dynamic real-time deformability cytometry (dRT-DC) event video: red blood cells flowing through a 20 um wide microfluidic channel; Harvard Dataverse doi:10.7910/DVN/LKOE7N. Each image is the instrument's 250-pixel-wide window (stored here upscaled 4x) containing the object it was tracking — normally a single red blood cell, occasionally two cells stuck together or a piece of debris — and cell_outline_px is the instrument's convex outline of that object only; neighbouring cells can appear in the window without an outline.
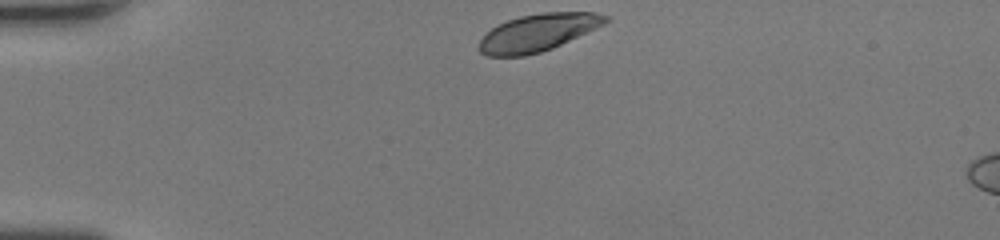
{"species": "human", "species_latin": "Homo sapiens", "temperature_condition": "room temperature", "stored_images_in_passage": 31, "camera_frame_rate_fps": 3000, "um_per_image_px": 0.085, "donor": {"sex": "female"}, "frame": {"image": 1, "passage_image": 1, "time_ms": 0.0, "image_size_px": [1000, 240], "cell_outline_px": [[612, 20], [596, 28], [552, 48], [540, 52], [524, 56], [488, 56], [480, 52], [476, 48], [480, 40], [496, 24], [520, 16], [544, 12], [592, 12], [608, 16]], "centroid_in_image_um": [45.7, 2.77], "position_along_channel_um": 39.3, "area_um2": 27.4}}
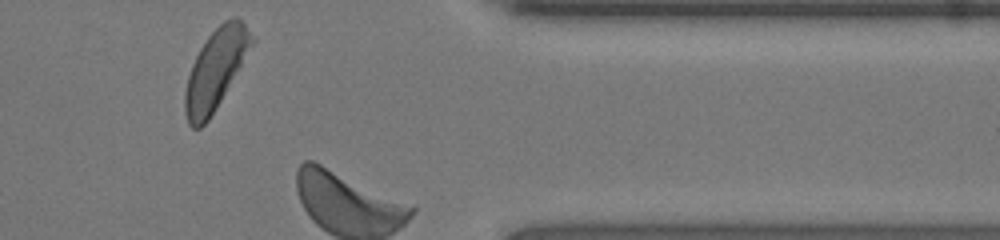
{"frame": {"image": 2, "passage_image": 31, "time_ms": 10.0, "image_size_px": [1000, 240], "cell_outline_px": [[256, 40], [208, 120], [200, 128], [192, 128], [188, 124], [184, 112], [184, 92], [188, 76], [192, 64], [200, 48], [208, 36], [224, 20], [232, 16], [236, 16], [244, 24]], "centroid_in_image_um": [18.31, 5.89], "position_along_channel_um": 393.1, "area_um2": 30.58}, "authors_computed_cell_mechanics": {"area_um2": 37.5122, "velocity_mm_per_s": 3.9797, "shape_relaxation_time_tau1_ms": 0.7148, "shape_relaxation_time_tau2_ms": 4.2512, "deformation_change_tau1": 0.0465, "deformation_change_tau2": 0.1126}}